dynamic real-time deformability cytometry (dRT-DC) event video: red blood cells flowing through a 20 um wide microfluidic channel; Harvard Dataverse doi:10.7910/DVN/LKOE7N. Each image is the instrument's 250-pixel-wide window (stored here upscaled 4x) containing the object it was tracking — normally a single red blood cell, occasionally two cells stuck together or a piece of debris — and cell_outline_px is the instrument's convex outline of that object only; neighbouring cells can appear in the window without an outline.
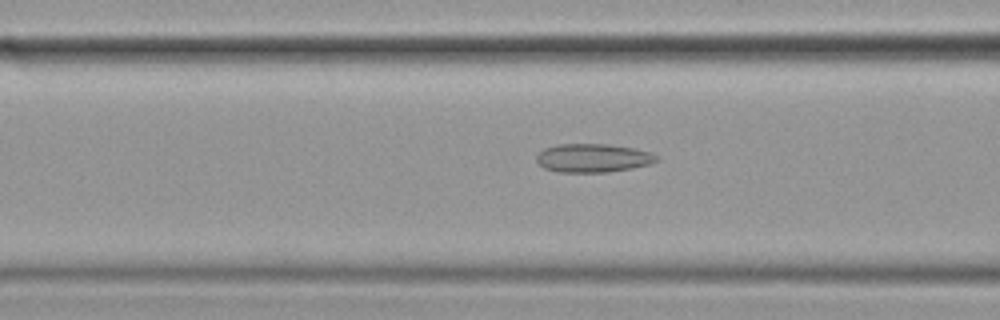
{"species": "common noctule bat (a hibernating species)", "species_latin": "Nyctalus noctula", "temperature_condition": "cold", "stored_images_in_passage": 57, "camera_frame_rate_fps": 3000, "um_per_image_px": 0.085, "animal": {"sex": "female", "body_mass_g": 19.9}, "frame": {"image": 1, "passage_image": 22, "time_ms": 7.0, "image_size_px": [1000, 320], "cell_outline_px": [[660, 160], [652, 164], [632, 168], [608, 172], [556, 172], [544, 168], [536, 160], [536, 156], [544, 148], [556, 144], [608, 144], [632, 148], [652, 152], [660, 156]], "centroid_in_image_um": [50.44, 13.43], "position_along_channel_um": 116.2, "area_um2": 20.23}}
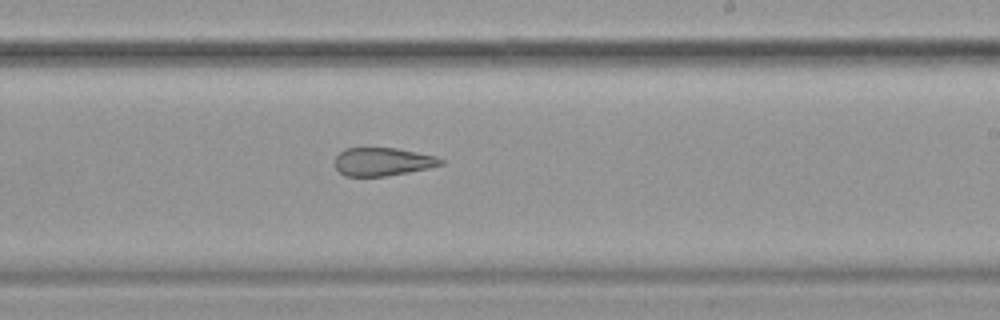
{"frame": {"image": 2, "passage_image": 34, "time_ms": 11.0, "image_size_px": [1000, 320], "cell_outline_px": [[444, 164], [428, 168], [408, 172], [384, 176], [344, 176], [336, 168], [336, 156], [344, 148], [396, 148], [436, 156], [444, 160]], "centroid_in_image_um": [32.53, 13.74], "position_along_channel_um": 256.5, "area_um2": 17.28}}
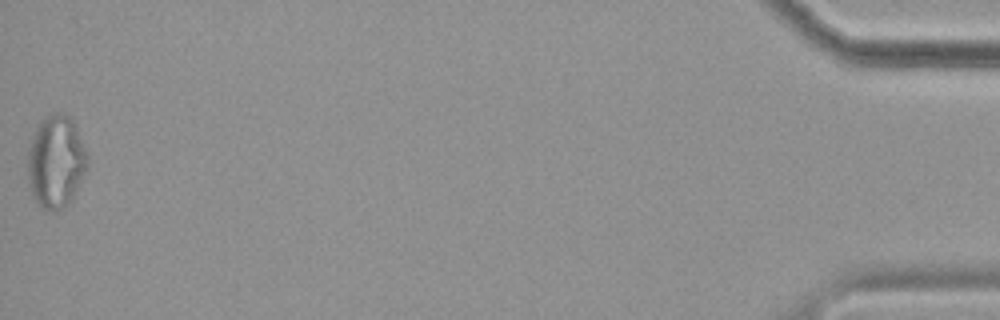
{"frame": {"image": 3, "passage_image": 57, "time_ms": 18.667, "image_size_px": [1000, 320], "cell_outline_px": [[88, 160], [84, 172], [72, 200], [64, 208], [44, 208], [36, 200], [32, 192], [28, 180], [28, 152], [36, 128], [40, 120], [44, 116], [56, 112], [64, 112], [72, 116], [76, 124], [88, 152]], "centroid_in_image_um": [4.79, 13.64], "position_along_channel_um": 430.4, "area_um2": 32.14}, "authors_computed_cell_mechanics": {"area_um2": 23.12, "velocity_mm_per_s": 3.523, "shape_relaxation_time_tau1_ms": null, "shape_relaxation_time_tau2_ms": 3.2482, "deformation_change_tau1": null, "deformation_change_tau2": 0.1088}}